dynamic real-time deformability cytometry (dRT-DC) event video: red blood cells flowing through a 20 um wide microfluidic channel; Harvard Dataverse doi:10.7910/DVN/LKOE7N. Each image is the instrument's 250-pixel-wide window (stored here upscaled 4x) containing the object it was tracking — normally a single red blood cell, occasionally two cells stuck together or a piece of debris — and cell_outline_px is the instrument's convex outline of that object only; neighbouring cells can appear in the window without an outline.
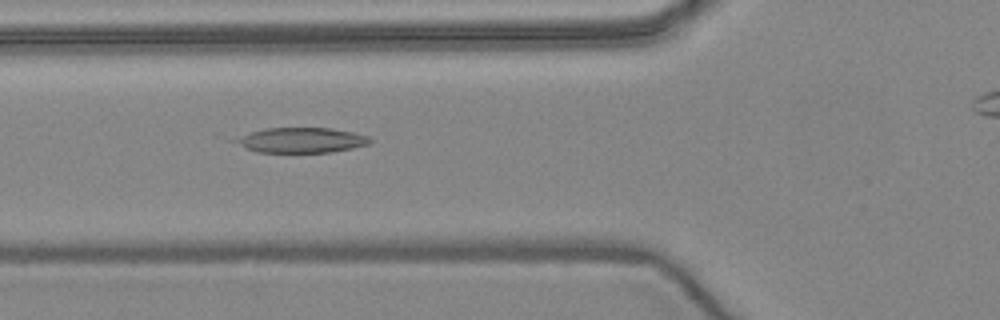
{"species": "common noctule bat (a hibernating species)", "species_latin": "Nyctalus noctula", "temperature_condition": "warm", "stored_images_in_passage": 42, "camera_frame_rate_fps": 3000, "um_per_image_px": 0.085, "animal": {"sex": "female", "body_mass_g": 24.6, "forearm_length_mm": 56.2}, "frame": {"image": 1, "passage_image": 15, "time_ms": 4.667, "image_size_px": [1000, 320], "cell_outline_px": [[372, 140], [368, 144], [352, 148], [332, 152], [256, 152], [228, 140], [236, 136], [264, 128], [332, 128], [352, 132], [368, 136]], "centroid_in_image_um": [25.54, 11.91], "position_along_channel_um": 100.3, "area_um2": 19.83}}
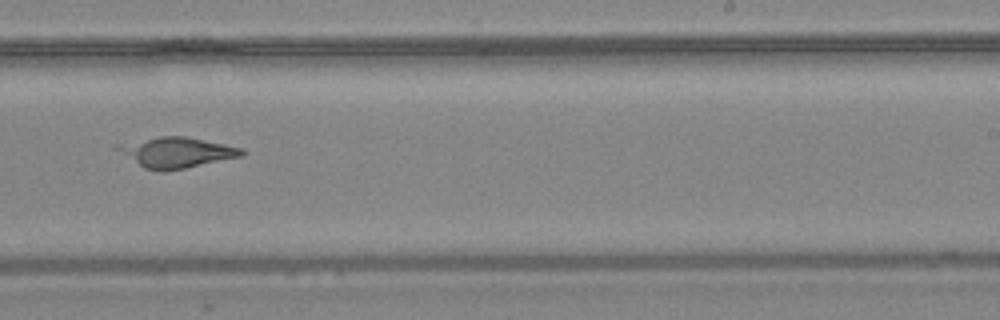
{"frame": {"image": 2, "passage_image": 28, "time_ms": 9.0, "image_size_px": [1000, 320], "cell_outline_px": [[244, 156], [184, 168], [144, 168], [112, 148], [116, 144], [160, 136], [184, 136], [244, 148]], "centroid_in_image_um": [15.0, 12.91], "position_along_channel_um": 274.0, "area_um2": 21.44}}
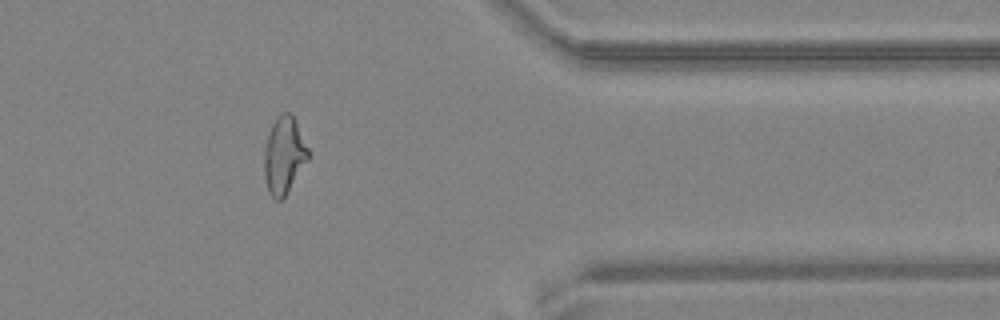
{"frame": {"image": 3, "passage_image": 38, "time_ms": 12.333, "image_size_px": [1000, 320], "cell_outline_px": [[312, 156], [284, 196], [280, 200], [276, 200], [268, 192], [264, 180], [264, 144], [268, 132], [276, 116], [280, 112], [292, 112], [312, 152]], "centroid_in_image_um": [24.17, 13.14], "position_along_channel_um": 387.2, "area_um2": 20.58}}